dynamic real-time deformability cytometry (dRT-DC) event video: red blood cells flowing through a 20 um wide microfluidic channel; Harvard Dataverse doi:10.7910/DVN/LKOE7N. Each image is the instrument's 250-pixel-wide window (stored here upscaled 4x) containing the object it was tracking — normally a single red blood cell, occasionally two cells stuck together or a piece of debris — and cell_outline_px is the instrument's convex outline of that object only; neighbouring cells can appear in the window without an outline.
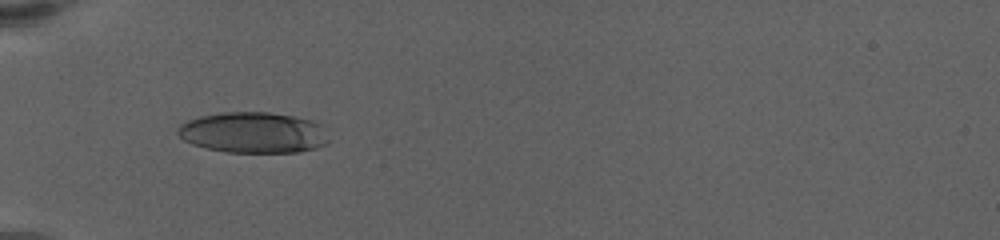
{"species": "human", "species_latin": "Homo sapiens", "temperature_condition": "warm", "stored_images_in_passage": 40, "camera_frame_rate_fps": 3000, "um_per_image_px": 0.085, "donor": {"sex": "female"}, "frame": {"image": 1, "passage_image": 1, "time_ms": 0.0, "image_size_px": [1000, 240], "cell_outline_px": [[324, 144], [316, 148], [300, 152], [224, 152], [192, 144], [184, 140], [176, 132], [180, 124], [188, 120], [200, 116], [224, 112], [268, 112], [292, 116], [308, 120], [316, 124]], "centroid_in_image_um": [21.37, 11.27], "position_along_channel_um": 63.6, "area_um2": 34.97}}
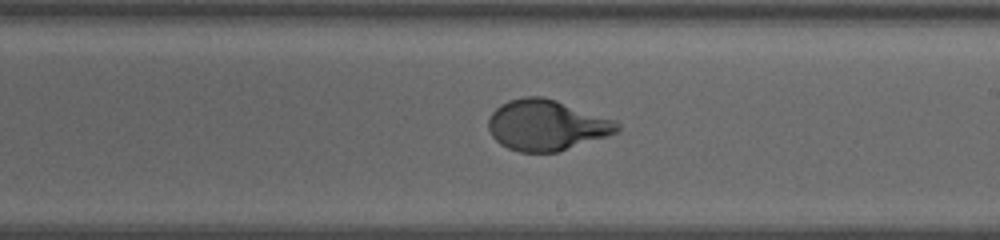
{"frame": {"image": 2, "passage_image": 24, "time_ms": 5.667, "image_size_px": [1000, 240], "cell_outline_px": [[620, 132], [608, 136], [556, 152], [520, 152], [508, 148], [500, 144], [492, 136], [488, 128], [488, 120], [492, 112], [500, 104], [508, 100], [524, 96], [544, 96], [616, 120], [620, 124]], "centroid_in_image_um": [46.46, 10.63], "position_along_channel_um": 242.5, "area_um2": 38.21}}
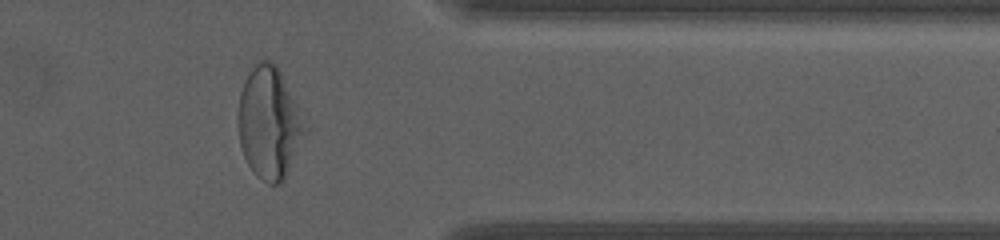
{"frame": {"image": 3, "passage_image": 39, "time_ms": 10.333, "image_size_px": [1000, 240], "cell_outline_px": [[308, 128], [284, 180], [280, 184], [268, 184], [260, 180], [256, 176], [248, 164], [244, 156], [240, 144], [236, 120], [236, 116], [240, 92], [244, 80], [252, 68], [264, 56], [276, 64]], "centroid_in_image_um": [22.84, 10.46], "position_along_channel_um": 388.6, "area_um2": 43.64}, "authors_computed_cell_mechanics": {"area_um2": 37.57, "velocity_mm_per_s": 3.3025, "shape_relaxation_time_tau1_ms": 5.2168, "shape_relaxation_time_tau2_ms": null, "deformation_change_tau1": 0.2469, "deformation_change_tau2": null}}